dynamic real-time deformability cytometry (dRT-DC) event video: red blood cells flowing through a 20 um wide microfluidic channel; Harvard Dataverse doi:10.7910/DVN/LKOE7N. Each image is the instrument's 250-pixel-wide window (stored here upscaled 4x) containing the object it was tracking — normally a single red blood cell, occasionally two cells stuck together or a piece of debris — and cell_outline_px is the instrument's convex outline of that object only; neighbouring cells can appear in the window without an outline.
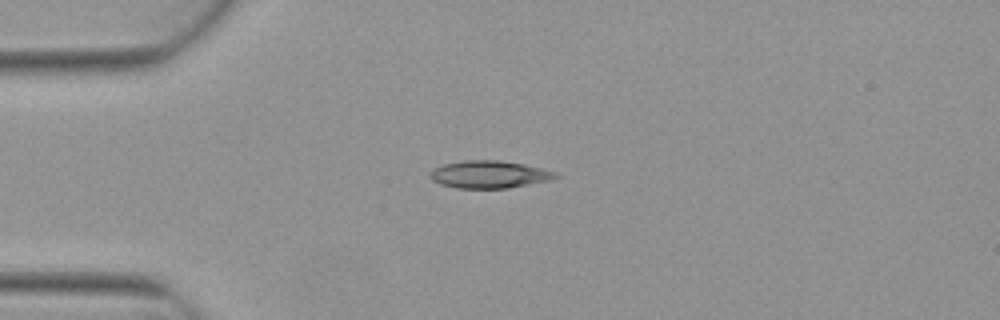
{"species": "Egyptian fruit bat (a non-hibernating species)", "species_latin": "Rousettus aegyptiacus", "temperature_condition": "warm", "stored_images_in_passage": 4, "camera_frame_rate_fps": 3000, "um_per_image_px": 0.085, "animal": {"sex": "female"}, "frame": {"image": 1, "passage_image": 4, "time_ms": 1.0, "image_size_px": [1000, 320], "cell_outline_px": [[560, 176], [552, 180], [508, 188], [456, 188], [440, 184], [432, 180], [428, 176], [428, 172], [432, 168], [444, 164], [464, 160], [500, 160], [524, 164], [556, 172]], "centroid_in_image_um": [41.55, 14.82], "position_along_channel_um": 43.4, "area_um2": 20.29}}